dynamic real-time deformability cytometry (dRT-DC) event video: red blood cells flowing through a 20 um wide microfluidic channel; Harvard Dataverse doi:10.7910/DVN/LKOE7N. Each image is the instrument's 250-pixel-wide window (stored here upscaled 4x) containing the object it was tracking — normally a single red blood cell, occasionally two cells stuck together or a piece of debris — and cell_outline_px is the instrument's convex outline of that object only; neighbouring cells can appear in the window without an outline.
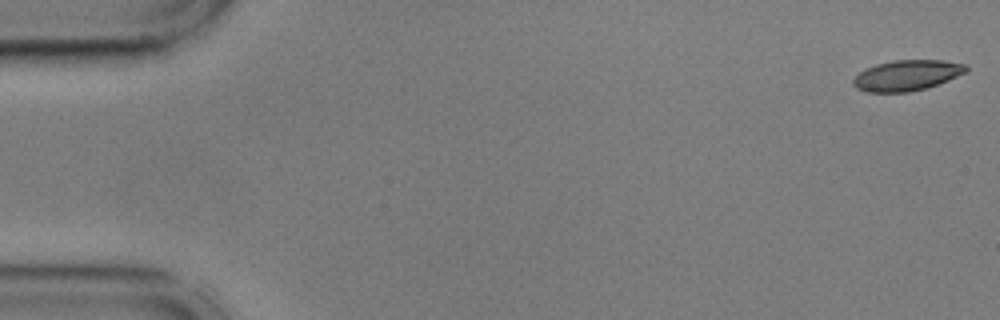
{"species": "common noctule bat (a hibernating species)", "species_latin": "Nyctalus noctula", "temperature_condition": "cold", "stored_images_in_passage": 55, "camera_frame_rate_fps": 3000, "um_per_image_px": 0.085, "animal": {"sex": "male", "body_mass_g": 17.9, "forearm_length_mm": 54.2}, "frame": {"image": 1, "passage_image": 1, "time_ms": 0.0, "image_size_px": [1000, 320], "cell_outline_px": [[968, 68], [964, 72], [948, 80], [924, 88], [908, 92], [868, 92], [856, 88], [852, 84], [852, 80], [864, 68], [876, 64], [892, 60], [944, 60], [968, 64]], "centroid_in_image_um": [77.05, 6.39], "position_along_channel_um": 7.9, "area_um2": 20.06}}
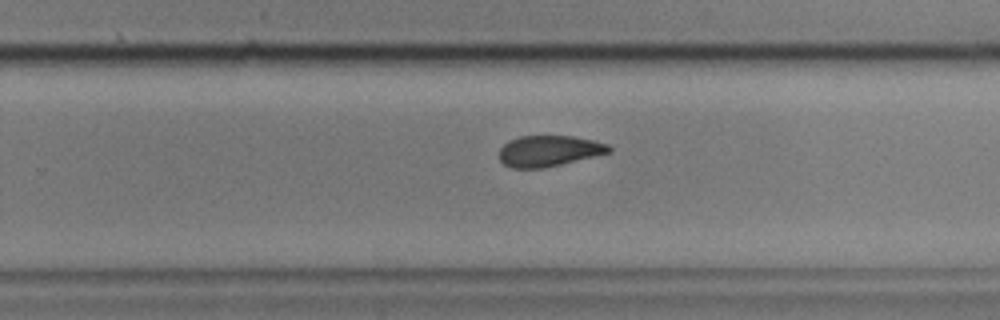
{"frame": {"image": 2, "passage_image": 35, "time_ms": 11.333, "image_size_px": [1000, 320], "cell_outline_px": [[612, 152], [544, 168], [512, 168], [504, 164], [500, 160], [500, 148], [508, 140], [520, 136], [572, 136], [592, 140], [608, 144], [612, 148]], "centroid_in_image_um": [46.66, 12.83], "position_along_channel_um": 283.1, "area_um2": 19.77}}
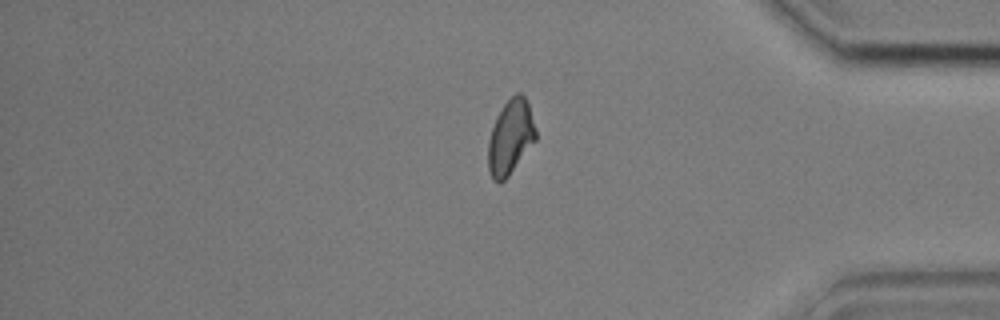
{"frame": {"image": 3, "passage_image": 46, "time_ms": 15.0, "image_size_px": [1000, 320], "cell_outline_px": [[536, 140], [508, 176], [504, 180], [492, 180], [488, 168], [488, 140], [496, 116], [504, 104], [516, 92], [520, 92], [524, 96], [528, 104], [536, 128]], "centroid_in_image_um": [43.39, 11.64], "position_along_channel_um": 391.8, "area_um2": 20.52}, "authors_computed_cell_mechanics": {"area_um2": 20.6924, "velocity_mm_per_s": 3.6098, "shape_relaxation_time_tau1_ms": 3.9459, "shape_relaxation_time_tau2_ms": 5.6439, "deformation_change_tau1": 0.109, "deformation_change_tau2": 0.1169}}